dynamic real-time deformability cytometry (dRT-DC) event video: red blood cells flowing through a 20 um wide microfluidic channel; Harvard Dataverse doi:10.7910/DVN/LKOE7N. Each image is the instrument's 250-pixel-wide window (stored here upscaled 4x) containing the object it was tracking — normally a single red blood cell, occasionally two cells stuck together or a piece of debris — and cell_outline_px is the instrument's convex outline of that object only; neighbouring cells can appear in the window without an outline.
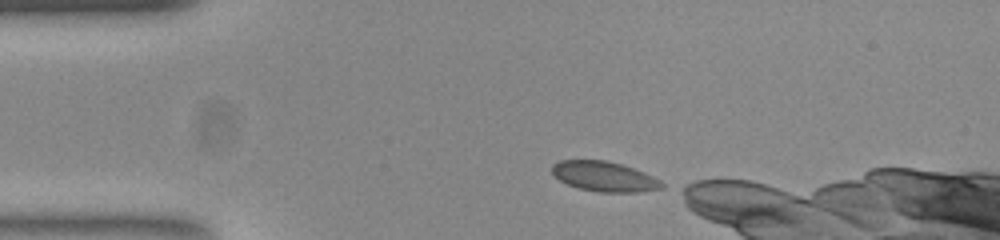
{"species": "common noctule bat (a hibernating species)", "species_latin": "Nyctalus noctula", "temperature_condition": "room temperature", "stored_images_in_passage": 20, "camera_frame_rate_fps": 3000, "um_per_image_px": 0.085, "animal": {"sex": "female", "body_mass_g": 23.0, "forearm_length_mm": 53.4}, "frame": {"image": 1, "passage_image": 1, "time_ms": 0.0, "image_size_px": [1000, 240], "cell_outline_px": [[664, 188], [636, 192], [600, 192], [580, 188], [568, 184], [560, 180], [552, 172], [552, 164], [560, 160], [608, 160], [644, 172], [660, 180], [664, 184]], "centroid_in_image_um": [51.37, 14.99], "position_along_channel_um": 33.6, "area_um2": 19.02}}
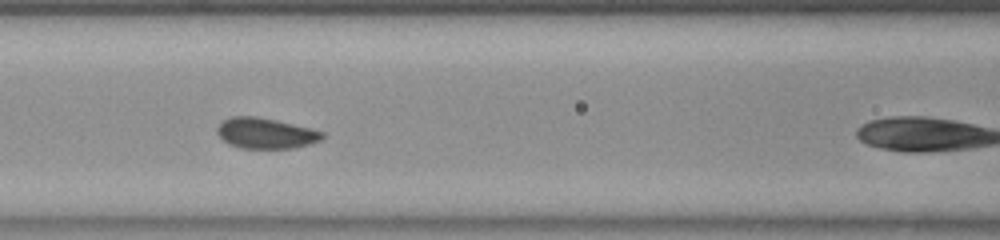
{"frame": {"image": 2, "passage_image": 13, "time_ms": 4.0, "image_size_px": [1000, 240], "cell_outline_px": [[324, 136], [320, 140], [296, 148], [240, 148], [228, 144], [216, 132], [216, 128], [224, 120], [232, 116], [256, 116], [276, 120], [312, 128], [324, 132]], "centroid_in_image_um": [22.58, 11.32], "position_along_channel_um": 144.0, "area_um2": 18.79}}
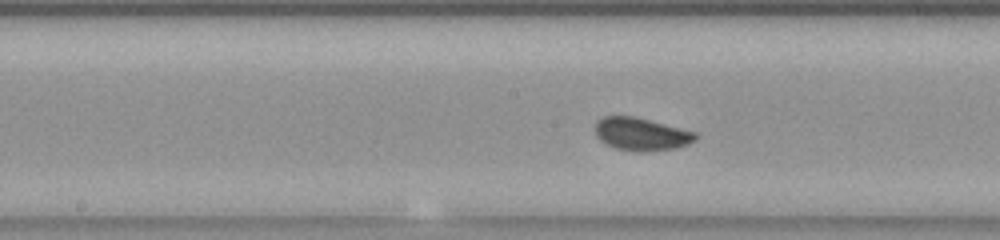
{"frame": {"image": 3, "passage_image": 17, "time_ms": 5.333, "image_size_px": [1000, 240], "cell_outline_px": [[700, 136], [696, 140], [688, 144], [676, 148], [644, 152], [640, 152], [616, 148], [600, 140], [596, 136], [596, 120], [604, 116], [636, 116], [696, 132]], "centroid_in_image_um": [54.54, 11.39], "position_along_channel_um": 193.7, "area_um2": 19.31}}